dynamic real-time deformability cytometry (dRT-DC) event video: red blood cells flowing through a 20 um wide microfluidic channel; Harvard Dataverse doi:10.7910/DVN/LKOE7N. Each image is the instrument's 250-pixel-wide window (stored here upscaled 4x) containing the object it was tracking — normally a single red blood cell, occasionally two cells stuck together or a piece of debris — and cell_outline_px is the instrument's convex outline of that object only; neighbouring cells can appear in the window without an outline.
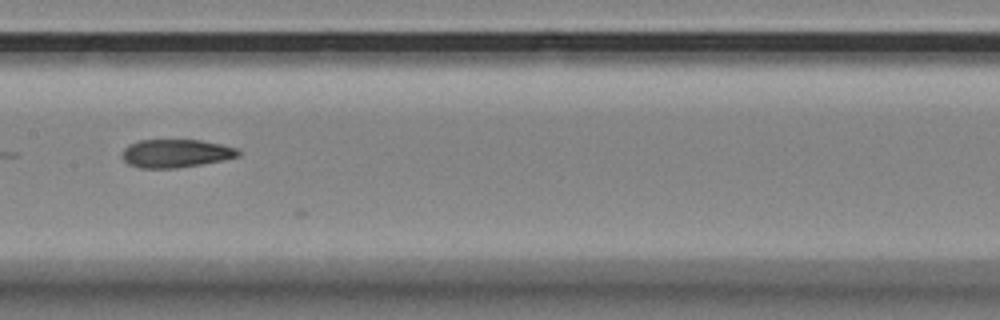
{"species": "Egyptian fruit bat (a non-hibernating species)", "species_latin": "Rousettus aegyptiacus", "temperature_condition": "room temperature", "stored_images_in_passage": 10, "camera_frame_rate_fps": 3000, "um_per_image_px": 0.085, "animal": {"sex": "female"}, "frame": {"image": 1, "passage_image": 7, "time_ms": 8.0, "image_size_px": [1000, 320], "cell_outline_px": [[240, 156], [224, 160], [176, 168], [140, 168], [128, 164], [120, 156], [124, 148], [128, 144], [140, 140], [200, 140], [220, 144], [236, 148], [240, 152]], "centroid_in_image_um": [14.91, 13.04], "position_along_channel_um": 192.5, "area_um2": 19.13}}
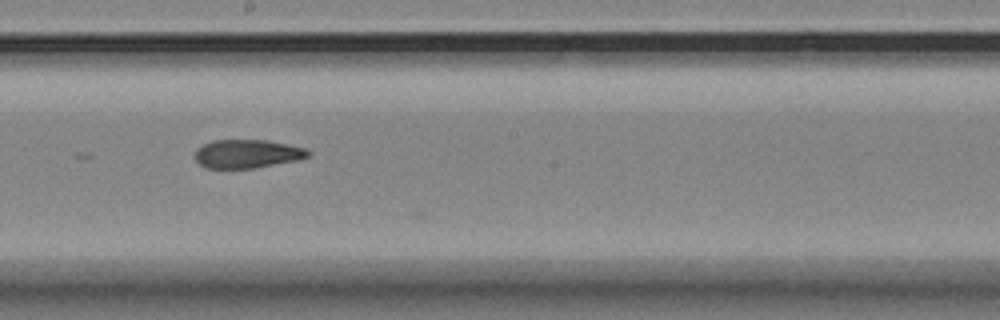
{"frame": {"image": 2, "passage_image": 8, "time_ms": 9.0, "image_size_px": [1000, 320], "cell_outline_px": [[312, 156], [300, 160], [256, 168], [204, 168], [196, 160], [196, 148], [212, 140], [268, 140], [304, 148], [312, 152]], "centroid_in_image_um": [21.06, 13.08], "position_along_channel_um": 227.1, "area_um2": 19.02}}
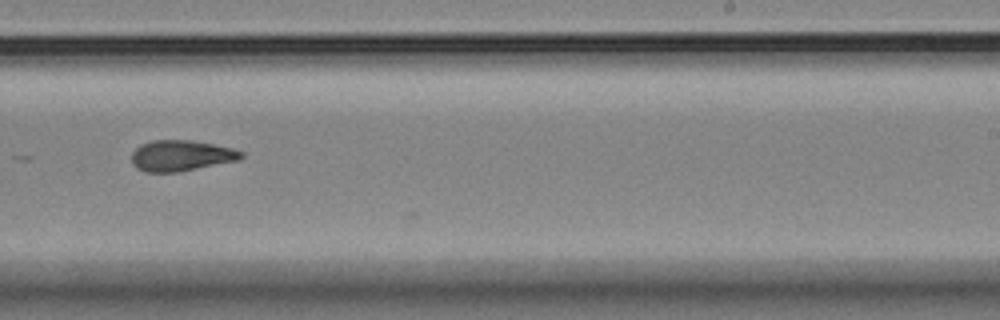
{"frame": {"image": 3, "passage_image": 9, "time_ms": 10.333, "image_size_px": [1000, 320], "cell_outline_px": [[244, 156], [240, 160], [176, 172], [144, 172], [136, 168], [132, 164], [132, 152], [140, 144], [152, 140], [192, 140], [232, 148], [244, 152]], "centroid_in_image_um": [15.38, 13.23], "position_along_channel_um": 273.6, "area_um2": 19.77}}